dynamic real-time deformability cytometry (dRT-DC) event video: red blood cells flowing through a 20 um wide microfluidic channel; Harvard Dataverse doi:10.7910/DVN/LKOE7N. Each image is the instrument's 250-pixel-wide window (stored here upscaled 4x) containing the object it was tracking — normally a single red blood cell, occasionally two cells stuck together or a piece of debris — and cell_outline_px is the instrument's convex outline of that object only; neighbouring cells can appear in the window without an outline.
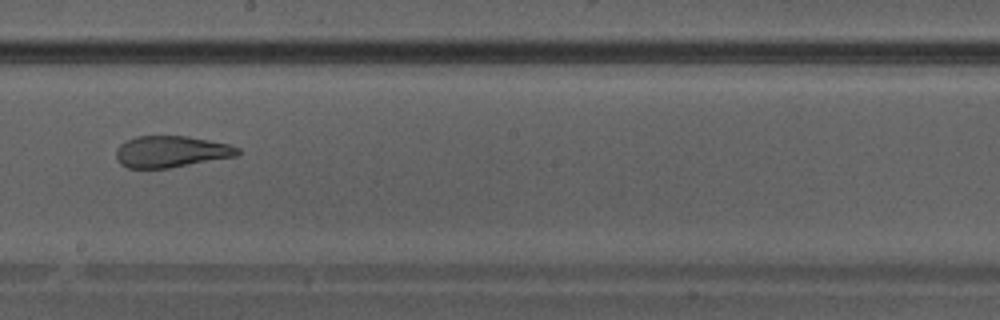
{"species": "Egyptian fruit bat (a non-hibernating species)", "species_latin": "Rousettus aegyptiacus", "temperature_condition": "warm", "stored_images_in_passage": 41, "camera_frame_rate_fps": 3000, "um_per_image_px": 0.085, "animal": {"sex": "male"}, "frame": {"image": 1, "passage_image": 24, "time_ms": 7.667, "image_size_px": [1000, 320], "cell_outline_px": [[240, 152], [236, 156], [168, 168], [128, 168], [120, 164], [116, 160], [116, 148], [120, 144], [136, 136], [188, 136], [228, 144], [240, 148]], "centroid_in_image_um": [14.51, 12.89], "position_along_channel_um": 233.7, "area_um2": 22.25}}